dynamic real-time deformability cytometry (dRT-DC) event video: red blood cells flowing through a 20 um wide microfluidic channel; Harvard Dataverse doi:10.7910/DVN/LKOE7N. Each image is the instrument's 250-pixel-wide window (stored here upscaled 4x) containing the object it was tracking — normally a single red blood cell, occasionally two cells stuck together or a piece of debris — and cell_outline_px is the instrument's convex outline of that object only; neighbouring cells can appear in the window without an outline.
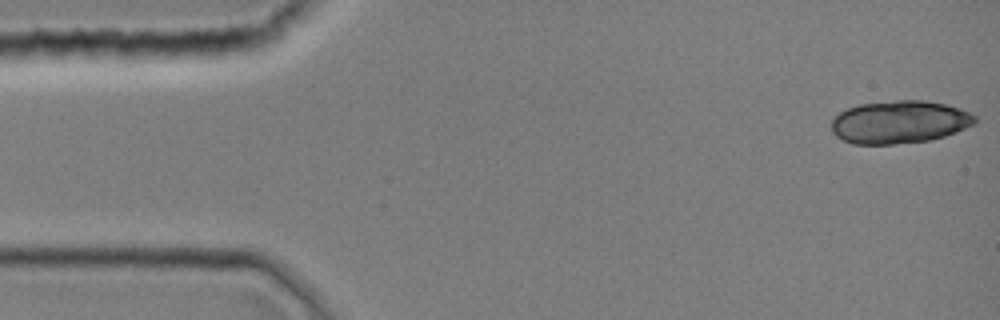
{"species": "common noctule bat (a hibernating species)", "species_latin": "Nyctalus noctula", "temperature_condition": "room temperature", "stored_images_in_passage": 15, "camera_frame_rate_fps": 3000, "um_per_image_px": 0.085, "animal": {"sex": "female", "body_mass_g": 19.0, "forearm_length_mm": 51.5}, "frame": {"image": 1, "passage_image": 1, "time_ms": 0.0, "image_size_px": [1000, 320], "cell_outline_px": [[976, 120], [972, 124], [956, 132], [944, 136], [928, 140], [892, 144], [852, 144], [836, 136], [832, 132], [832, 116], [848, 108], [860, 104], [896, 100], [924, 100], [944, 104], [960, 108], [976, 116]], "centroid_in_image_um": [76.42, 10.37], "position_along_channel_um": 8.6, "area_um2": 35.66}}